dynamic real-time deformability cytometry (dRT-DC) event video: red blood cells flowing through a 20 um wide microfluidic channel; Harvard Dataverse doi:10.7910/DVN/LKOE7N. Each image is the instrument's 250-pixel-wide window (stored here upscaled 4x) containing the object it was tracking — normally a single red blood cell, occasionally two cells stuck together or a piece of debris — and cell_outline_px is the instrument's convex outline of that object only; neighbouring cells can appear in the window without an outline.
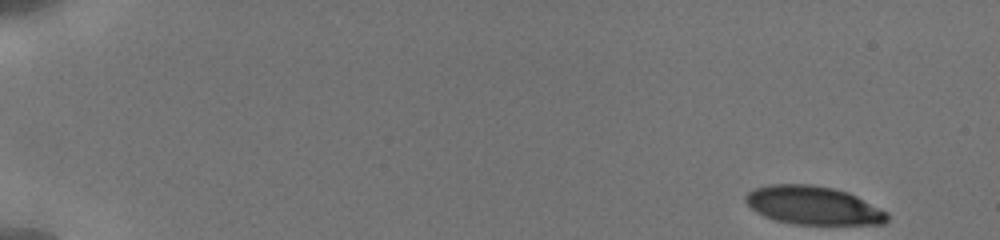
{"species": "human", "species_latin": "Homo sapiens", "temperature_condition": "cold", "stored_images_in_passage": 25, "camera_frame_rate_fps": 3000, "um_per_image_px": 0.085, "donor": {"sex": "male"}, "frame": {"image": 1, "passage_image": 1, "time_ms": 0.0, "image_size_px": [1000, 240], "cell_outline_px": [[888, 220], [884, 224], [792, 224], [776, 220], [764, 216], [756, 212], [744, 200], [744, 196], [748, 192], [756, 188], [772, 184], [808, 184], [832, 188], [848, 192], [888, 212]], "centroid_in_image_um": [69.12, 17.46], "position_along_channel_um": 15.9, "area_um2": 31.56}}
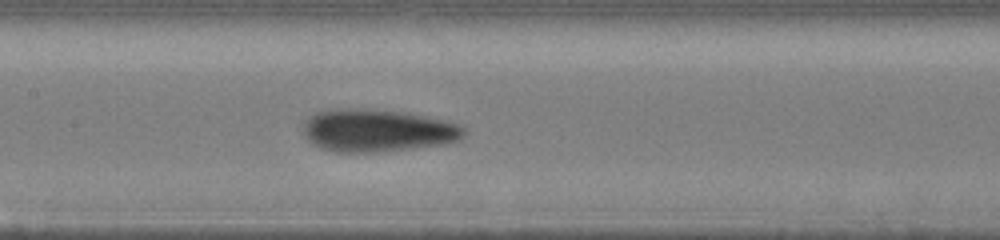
{"frame": {"image": 2, "passage_image": 16, "time_ms": 8.333, "image_size_px": [1000, 240], "cell_outline_px": [[464, 136], [460, 140], [444, 144], [412, 148], [376, 152], [336, 152], [320, 148], [312, 144], [304, 136], [304, 120], [308, 116], [316, 112], [336, 108], [372, 108], [408, 112], [444, 120], [456, 124], [464, 128]], "centroid_in_image_um": [32.04, 11.07], "position_along_channel_um": 175.4, "area_um2": 40.34}}
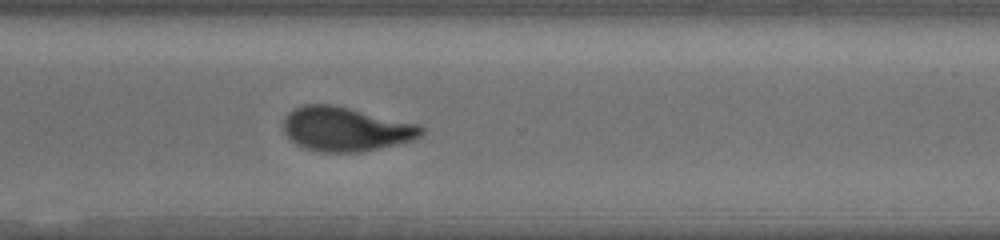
{"frame": {"image": 3, "passage_image": 25, "time_ms": 12.667, "image_size_px": [1000, 240], "cell_outline_px": [[424, 132], [420, 136], [412, 140], [360, 152], [320, 152], [304, 148], [296, 144], [284, 132], [284, 120], [288, 112], [304, 104], [332, 104], [420, 124], [424, 128]], "centroid_in_image_um": [29.38, 10.96], "position_along_channel_um": 341.2, "area_um2": 35.37}}